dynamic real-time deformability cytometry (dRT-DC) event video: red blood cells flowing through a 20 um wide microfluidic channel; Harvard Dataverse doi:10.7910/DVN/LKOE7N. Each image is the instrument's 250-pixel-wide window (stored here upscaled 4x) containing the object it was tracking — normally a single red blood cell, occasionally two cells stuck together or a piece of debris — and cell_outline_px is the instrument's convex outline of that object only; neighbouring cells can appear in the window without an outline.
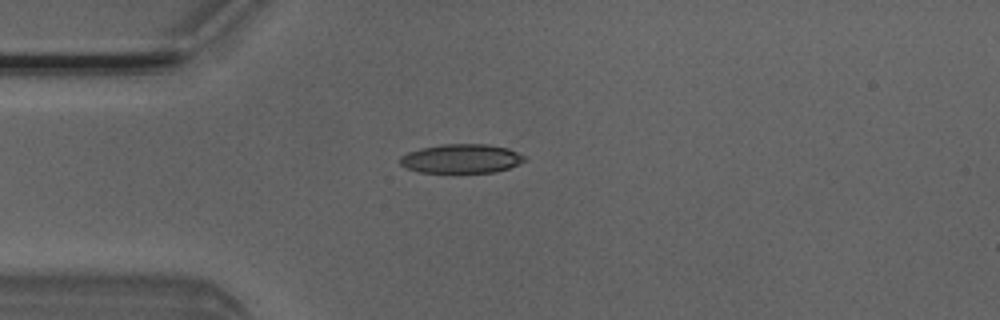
{"species": "Egyptian fruit bat (a non-hibernating species)", "species_latin": "Rousettus aegyptiacus", "temperature_condition": "room temperature", "stored_images_in_passage": 4, "camera_frame_rate_fps": 3000, "um_per_image_px": 0.085, "animal": {"sex": "male"}, "frame": {"image": 1, "passage_image": 4, "time_ms": 1.0, "image_size_px": [1000, 320], "cell_outline_px": [[528, 160], [508, 168], [496, 172], [420, 172], [408, 168], [400, 164], [400, 156], [408, 152], [420, 148], [440, 144], [488, 144], [508, 148], [524, 156]], "centroid_in_image_um": [39.22, 13.47], "position_along_channel_um": 45.8, "area_um2": 21.04}}